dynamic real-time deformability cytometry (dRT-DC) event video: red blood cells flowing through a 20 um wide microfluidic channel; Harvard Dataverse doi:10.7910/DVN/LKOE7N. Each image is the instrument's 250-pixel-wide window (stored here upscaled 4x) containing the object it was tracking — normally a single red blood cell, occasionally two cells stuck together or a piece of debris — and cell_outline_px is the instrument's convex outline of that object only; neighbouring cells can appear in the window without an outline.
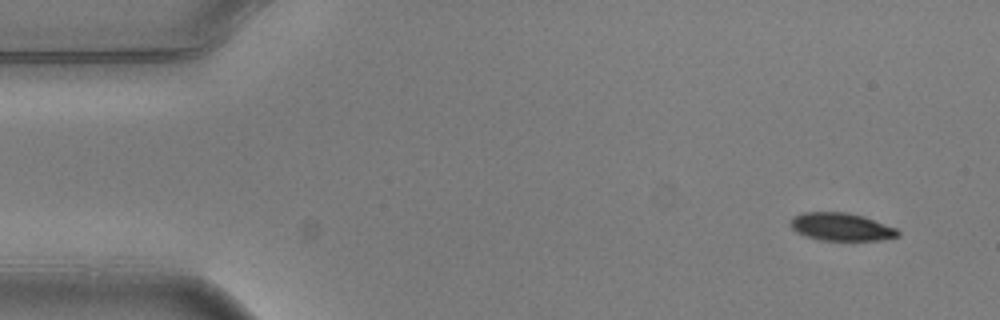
{"species": "common noctule bat (a hibernating species)", "species_latin": "Nyctalus noctula", "temperature_condition": "warm", "stored_images_in_passage": 6, "camera_frame_rate_fps": 3000, "um_per_image_px": 0.085, "animal": {"sex": "male", "body_mass_g": 20.5, "forearm_length_mm": 52.5}, "frame": {"image": 1, "passage_image": 1, "time_ms": 0.0, "image_size_px": [1000, 320], "cell_outline_px": [[900, 236], [880, 240], [820, 240], [796, 232], [788, 224], [792, 216], [804, 212], [848, 212], [864, 216], [896, 228], [900, 232]], "centroid_in_image_um": [71.49, 19.27], "position_along_channel_um": 13.5, "area_um2": 17.51}}
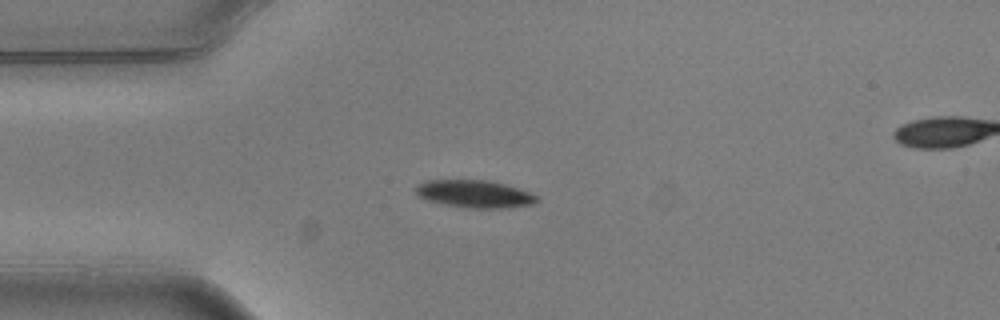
{"frame": {"image": 2, "passage_image": 4, "time_ms": 1.0, "image_size_px": [1000, 320], "cell_outline_px": [[540, 200], [532, 204], [508, 208], [468, 208], [444, 204], [428, 200], [420, 196], [412, 188], [416, 184], [424, 180], [488, 180], [504, 184], [528, 192], [536, 196]], "centroid_in_image_um": [40.29, 16.48], "position_along_channel_um": 44.7, "area_um2": 19.42}}
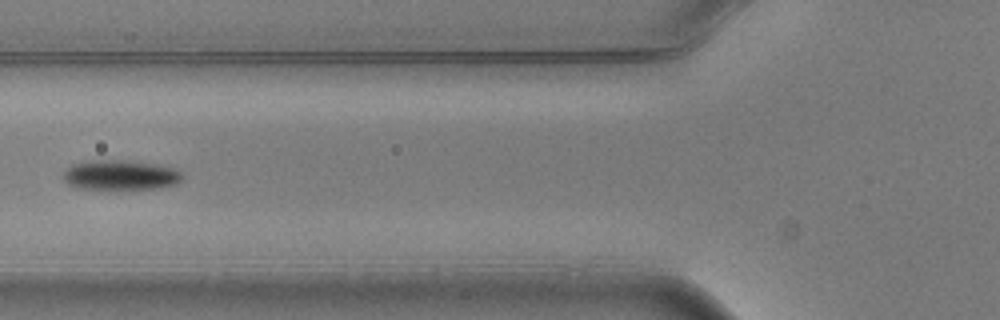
{"frame": {"image": 3, "passage_image": 6, "time_ms": 1.667, "image_size_px": [1000, 320], "cell_outline_px": [[184, 176], [176, 184], [160, 188], [116, 192], [108, 192], [76, 188], [68, 184], [64, 180], [64, 172], [72, 164], [92, 160], [120, 160], [156, 164], [176, 168]], "centroid_in_image_um": [10.23, 14.94], "position_along_channel_um": 115.6, "area_um2": 21.79}}